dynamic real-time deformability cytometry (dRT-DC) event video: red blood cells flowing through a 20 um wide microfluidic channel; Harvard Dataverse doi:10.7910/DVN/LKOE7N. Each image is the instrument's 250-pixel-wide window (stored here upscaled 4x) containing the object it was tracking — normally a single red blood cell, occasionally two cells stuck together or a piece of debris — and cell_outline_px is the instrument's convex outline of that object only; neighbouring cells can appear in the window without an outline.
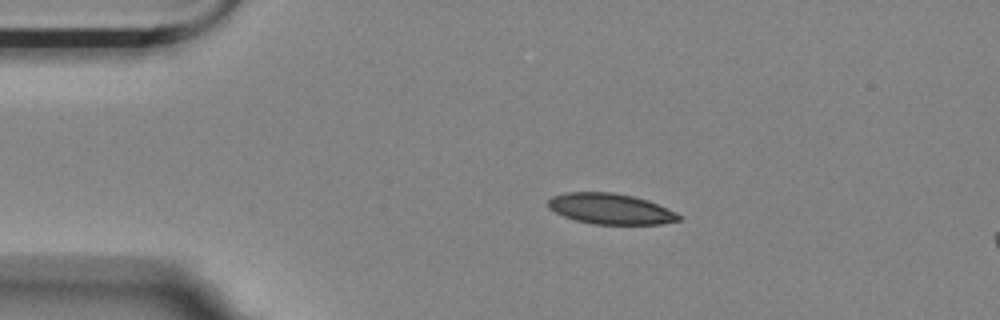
{"species": "Egyptian fruit bat (a non-hibernating species)", "species_latin": "Rousettus aegyptiacus", "temperature_condition": "room temperature", "stored_images_in_passage": 7, "camera_frame_rate_fps": 3000, "um_per_image_px": 0.085, "animal": {"sex": "female"}, "frame": {"image": 1, "passage_image": 1, "time_ms": 0.0, "image_size_px": [1000, 320], "cell_outline_px": [[684, 216], [680, 220], [660, 224], [592, 224], [576, 220], [564, 216], [548, 208], [548, 200], [552, 196], [564, 192], [612, 192], [632, 196], [648, 200], [676, 212]], "centroid_in_image_um": [51.9, 17.75], "position_along_channel_um": 33.1, "area_um2": 23.41}}